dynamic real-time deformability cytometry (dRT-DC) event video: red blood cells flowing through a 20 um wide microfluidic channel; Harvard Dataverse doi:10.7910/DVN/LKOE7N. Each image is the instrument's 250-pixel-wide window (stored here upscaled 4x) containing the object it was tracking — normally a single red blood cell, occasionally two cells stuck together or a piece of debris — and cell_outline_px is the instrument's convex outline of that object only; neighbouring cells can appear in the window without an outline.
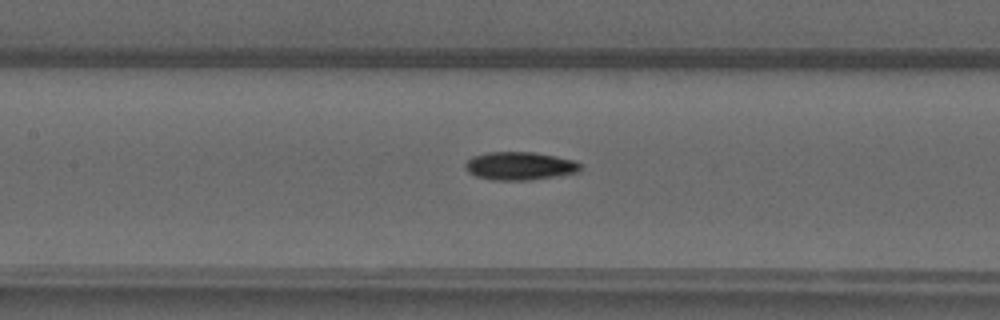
{"species": "common noctule bat (a hibernating species)", "species_latin": "Nyctalus noctula", "temperature_condition": "warm", "stored_images_in_passage": 42, "camera_frame_rate_fps": 3000, "um_per_image_px": 0.085, "animal": {"sex": "male", "forearm_length_mm": 52.5}, "frame": {"image": 1, "passage_image": 23, "time_ms": 7.333, "image_size_px": [1000, 320], "cell_outline_px": [[584, 168], [576, 172], [528, 180], [492, 180], [476, 176], [468, 172], [464, 164], [472, 156], [488, 152], [536, 152], [556, 156], [572, 160], [580, 164]], "centroid_in_image_um": [44.15, 14.09], "position_along_channel_um": 163.3, "area_um2": 18.73}}
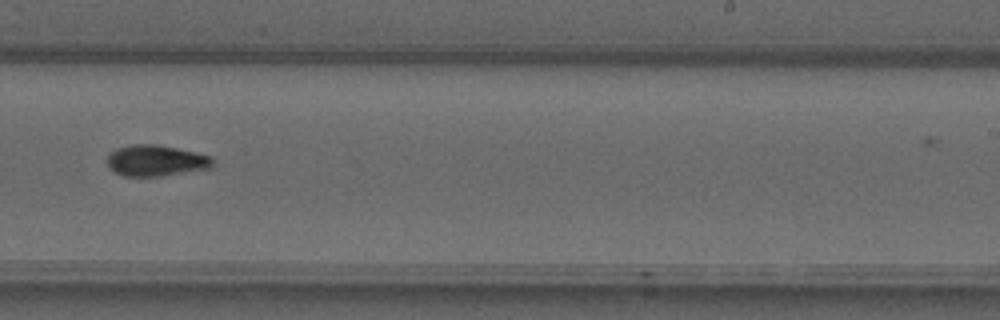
{"frame": {"image": 2, "passage_image": 31, "time_ms": 10.0, "image_size_px": [1000, 320], "cell_outline_px": [[212, 168], [160, 176], [124, 176], [116, 172], [108, 164], [108, 156], [116, 148], [132, 144], [152, 144], [176, 148], [196, 152], [212, 156]], "centroid_in_image_um": [13.28, 13.65], "position_along_channel_um": 275.7, "area_um2": 18.9}}
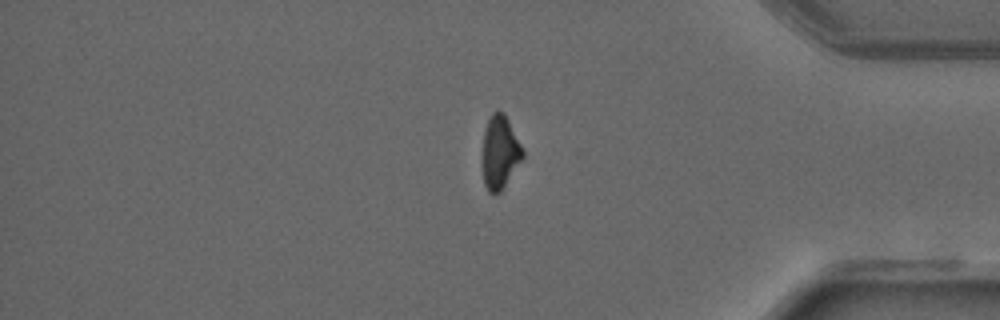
{"frame": {"image": 3, "passage_image": 41, "time_ms": 13.333, "image_size_px": [1000, 320], "cell_outline_px": [[524, 156], [500, 192], [492, 196], [488, 192], [484, 184], [484, 132], [488, 120], [492, 112], [504, 112], [524, 152]], "centroid_in_image_um": [42.5, 12.97], "position_along_channel_um": 392.7, "area_um2": 16.65}}